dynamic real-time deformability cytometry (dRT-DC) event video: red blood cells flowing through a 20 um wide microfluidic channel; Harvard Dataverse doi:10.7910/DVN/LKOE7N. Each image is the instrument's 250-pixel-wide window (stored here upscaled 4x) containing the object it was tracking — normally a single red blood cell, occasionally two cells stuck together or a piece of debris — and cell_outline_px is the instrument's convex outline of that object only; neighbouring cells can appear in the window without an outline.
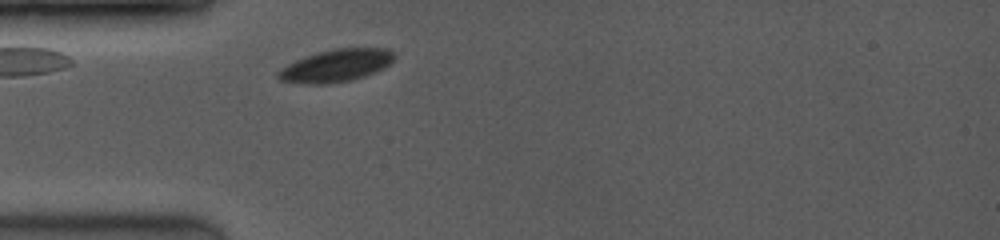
{"species": "common noctule bat (a hibernating species)", "species_latin": "Nyctalus noctula", "temperature_condition": "room temperature", "stored_images_in_passage": 10, "camera_frame_rate_fps": 3500, "um_per_image_px": 0.085, "animal": {"sex": "female", "body_mass_g": 19.0, "forearm_length_mm": 53.3}, "frame": {"image": 1, "passage_image": 1, "time_ms": 0.0, "image_size_px": [1000, 240], "cell_outline_px": [[392, 60], [388, 64], [376, 72], [352, 80], [324, 84], [308, 84], [280, 80], [276, 76], [288, 64], [304, 56], [316, 52], [332, 48], [388, 48], [392, 52]], "centroid_in_image_um": [28.56, 5.57], "position_along_channel_um": 56.4, "area_um2": 21.68}}
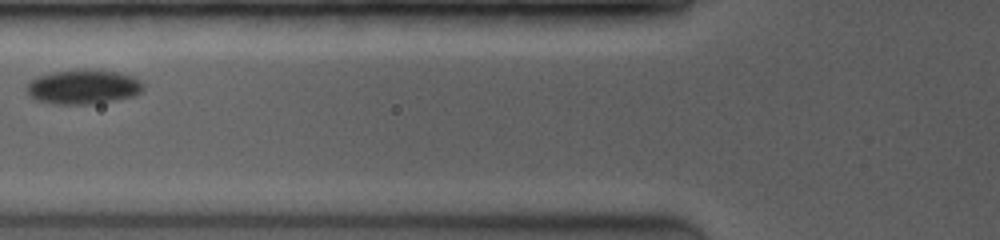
{"frame": {"image": 2, "passage_image": 4, "time_ms": 1.714, "image_size_px": [1000, 240], "cell_outline_px": [[144, 88], [140, 92], [132, 96], [92, 104], [52, 104], [36, 100], [28, 96], [28, 80], [52, 72], [88, 68], [120, 72], [132, 76], [140, 80], [144, 84]], "centroid_in_image_um": [7.07, 7.37], "position_along_channel_um": 118.7, "area_um2": 23.58}}